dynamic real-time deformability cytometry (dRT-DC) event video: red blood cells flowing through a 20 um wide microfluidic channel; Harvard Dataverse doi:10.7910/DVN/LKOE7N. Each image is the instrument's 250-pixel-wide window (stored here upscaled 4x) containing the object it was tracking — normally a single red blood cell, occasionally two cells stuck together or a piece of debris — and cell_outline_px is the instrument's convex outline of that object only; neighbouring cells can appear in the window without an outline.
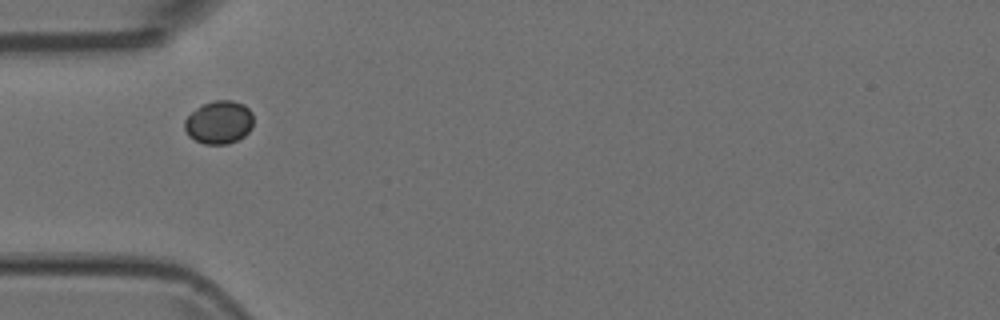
{"species": "Egyptian fruit bat (a non-hibernating species)", "species_latin": "Rousettus aegyptiacus", "temperature_condition": "room temperature", "stored_images_in_passage": 8, "camera_frame_rate_fps": 3000, "um_per_image_px": 0.085, "animal": {"sex": "female"}, "frame": {"image": 1, "passage_image": 6, "time_ms": 1.667, "image_size_px": [1000, 320], "cell_outline_px": [[252, 128], [244, 136], [228, 144], [204, 144], [188, 136], [184, 128], [184, 120], [196, 108], [204, 104], [216, 100], [232, 100], [244, 104], [252, 112]], "centroid_in_image_um": [18.61, 10.4], "position_along_channel_um": 66.4, "area_um2": 17.28}}
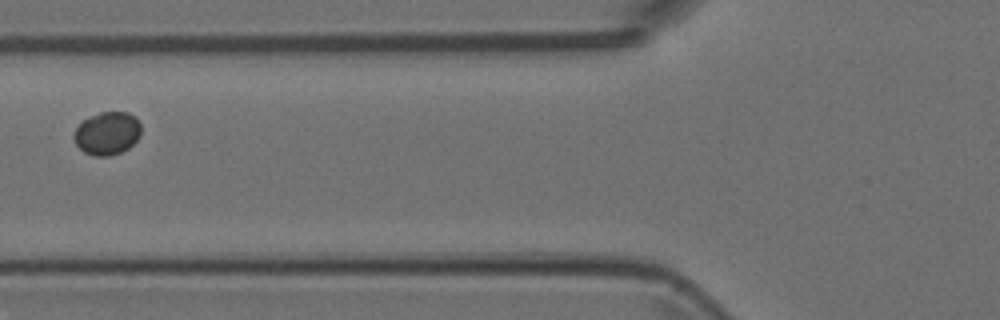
{"frame": {"image": 2, "passage_image": 7, "time_ms": 2.0, "image_size_px": [1000, 320], "cell_outline_px": [[140, 136], [128, 148], [120, 152], [108, 156], [92, 156], [84, 152], [76, 144], [72, 136], [76, 128], [88, 116], [100, 112], [128, 112], [136, 116], [140, 124]], "centroid_in_image_um": [9.1, 11.32], "position_along_channel_um": 116.7, "area_um2": 16.88}}
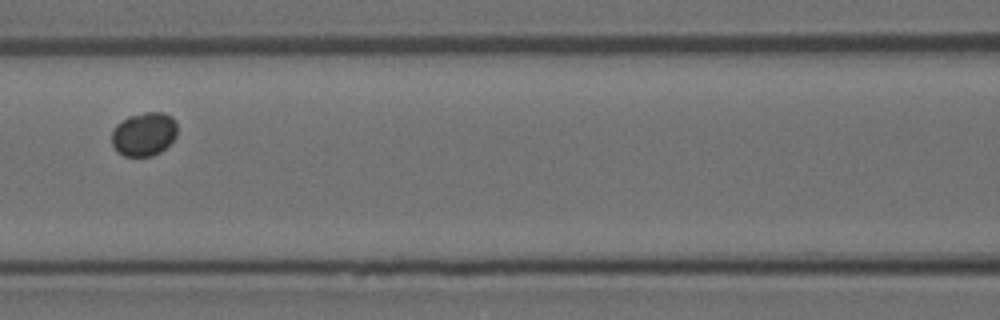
{"frame": {"image": 3, "passage_image": 8, "time_ms": 2.333, "image_size_px": [1000, 320], "cell_outline_px": [[176, 136], [160, 152], [152, 156], [124, 156], [116, 152], [112, 144], [112, 132], [116, 124], [128, 116], [144, 112], [164, 112], [172, 116], [176, 120]], "centroid_in_image_um": [12.22, 11.39], "position_along_channel_um": 154.4, "area_um2": 16.82}}